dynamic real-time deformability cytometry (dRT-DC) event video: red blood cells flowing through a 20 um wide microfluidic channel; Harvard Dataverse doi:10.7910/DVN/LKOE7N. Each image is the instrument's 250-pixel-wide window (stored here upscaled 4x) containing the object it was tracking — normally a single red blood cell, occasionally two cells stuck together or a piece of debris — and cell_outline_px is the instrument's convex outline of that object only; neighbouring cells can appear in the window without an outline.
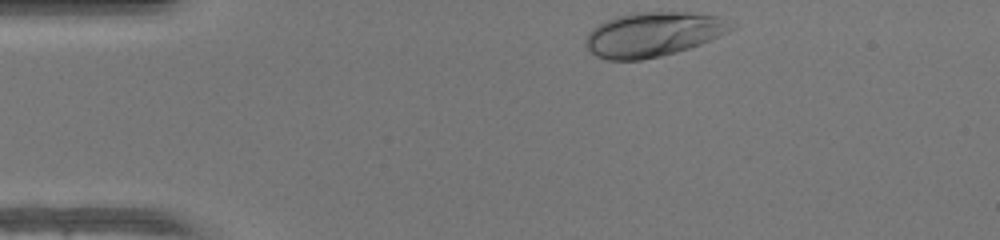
{"species": "human", "species_latin": "Homo sapiens", "temperature_condition": "warm", "stored_images_in_passage": 32, "camera_frame_rate_fps": 3000, "um_per_image_px": 0.085, "donor": {"sex": "female"}, "frame": {"image": 1, "passage_image": 1, "time_ms": 0.0, "image_size_px": [1000, 240], "cell_outline_px": [[736, 28], [728, 32], [700, 44], [676, 52], [660, 56], [640, 60], [608, 60], [596, 56], [584, 44], [584, 40], [588, 32], [592, 28], [616, 16], [636, 12], [688, 12], [720, 16], [736, 24]], "centroid_in_image_um": [55.54, 2.91], "position_along_channel_um": 29.5, "area_um2": 37.8}}
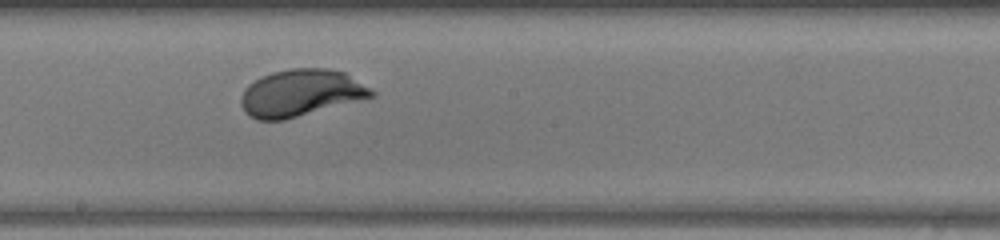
{"frame": {"image": 2, "passage_image": 19, "time_ms": 6.0, "image_size_px": [1000, 240], "cell_outline_px": [[376, 96], [284, 120], [256, 120], [248, 116], [244, 112], [240, 104], [240, 96], [244, 88], [248, 84], [260, 76], [272, 72], [288, 68], [328, 68], [344, 72], [372, 88], [376, 92]], "centroid_in_image_um": [25.54, 7.9], "position_along_channel_um": 222.7, "area_um2": 36.18}}
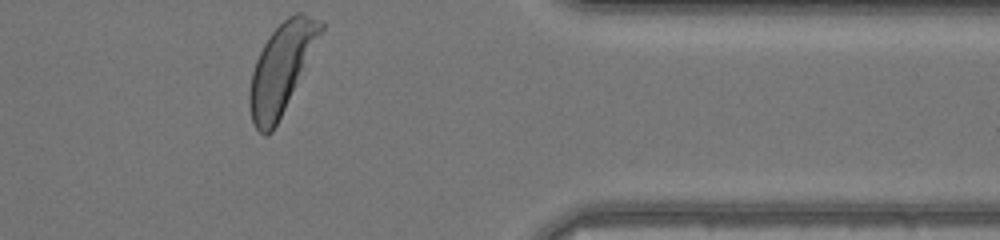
{"frame": {"image": 3, "passage_image": 32, "time_ms": 10.333, "image_size_px": [1000, 240], "cell_outline_px": [[324, 28], [272, 132], [264, 136], [256, 128], [252, 120], [248, 104], [248, 92], [252, 72], [256, 60], [268, 36], [288, 16], [296, 12], [304, 12], [324, 20]], "centroid_in_image_um": [23.9, 5.76], "position_along_channel_um": 387.5, "area_um2": 36.24}, "authors_computed_cell_mechanics": {"area_um2": 35.836, "velocity_mm_per_s": 4.2375, "shape_relaxation_time_tau1_ms": 2.088, "shape_relaxation_time_tau2_ms": null, "deformation_change_tau1": 0.1749, "deformation_change_tau2": null}}